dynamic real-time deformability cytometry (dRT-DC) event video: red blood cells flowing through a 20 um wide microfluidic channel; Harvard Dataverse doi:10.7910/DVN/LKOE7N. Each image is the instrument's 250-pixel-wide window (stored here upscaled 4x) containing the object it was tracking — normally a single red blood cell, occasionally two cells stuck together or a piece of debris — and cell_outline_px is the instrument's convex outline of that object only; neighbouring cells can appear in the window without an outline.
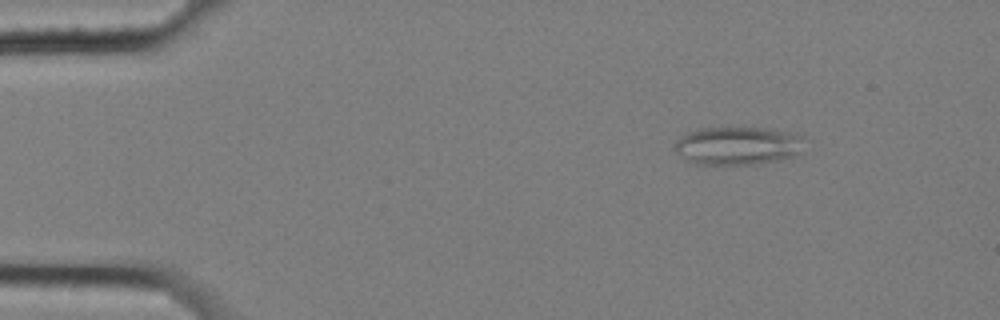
{"species": "common noctule bat (a hibernating species)", "species_latin": "Nyctalus noctula", "temperature_condition": "cold", "stored_images_in_passage": 4, "camera_frame_rate_fps": 3000, "um_per_image_px": 0.085, "animal": {"sex": "female", "body_mass_g": 25.1}, "frame": {"image": 1, "passage_image": 2, "time_ms": 0.333, "image_size_px": [1000, 320], "cell_outline_px": [[808, 140], [804, 152], [796, 156], [776, 160], [752, 164], [692, 164], [676, 152], [672, 148], [676, 140], [680, 136], [696, 128], [764, 128], [796, 132]], "centroid_in_image_um": [62.78, 12.37], "position_along_channel_um": 22.2, "area_um2": 29.59}}